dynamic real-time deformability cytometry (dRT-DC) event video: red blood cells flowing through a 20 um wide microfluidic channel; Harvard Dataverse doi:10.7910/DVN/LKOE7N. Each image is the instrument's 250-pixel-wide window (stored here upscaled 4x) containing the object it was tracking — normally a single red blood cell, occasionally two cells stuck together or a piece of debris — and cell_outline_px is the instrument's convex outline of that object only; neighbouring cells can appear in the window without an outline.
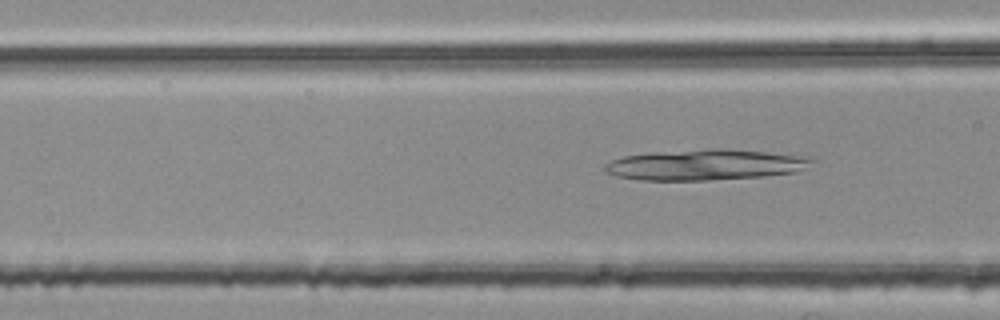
{"species": "common noctule bat (a hibernating species)", "species_latin": "Nyctalus noctula", "temperature_condition": "room temperature", "stored_images_in_passage": 5, "segment_of_instrument_passage": [2, 2], "camera_frame_rate_fps": 3000, "um_per_image_px": 0.085, "animal": {"sex": "female", "body_mass_g": 25.1}, "frame": {"image": 1, "passage_image": 5, "time_ms": 1.333, "image_size_px": [1000, 320], "cell_outline_px": [[816, 160], [796, 172], [764, 176], [708, 180], [640, 180], [616, 176], [604, 172], [604, 164], [612, 160], [624, 156], [656, 152], [720, 148], [808, 156]], "centroid_in_image_um": [59.92, 14.01], "position_along_channel_um": 106.7, "area_um2": 36.82}}